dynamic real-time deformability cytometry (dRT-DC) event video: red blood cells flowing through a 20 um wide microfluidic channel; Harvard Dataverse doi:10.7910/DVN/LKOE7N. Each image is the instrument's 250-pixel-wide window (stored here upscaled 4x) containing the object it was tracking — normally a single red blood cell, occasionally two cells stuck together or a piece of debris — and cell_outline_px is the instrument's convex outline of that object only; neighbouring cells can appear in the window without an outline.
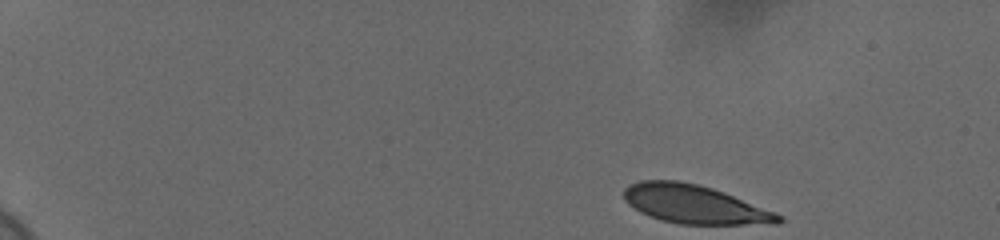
{"species": "human", "species_latin": "Homo sapiens", "temperature_condition": "cold", "stored_images_in_passage": 16, "camera_frame_rate_fps": 3000, "um_per_image_px": 0.085, "donor": {"sex": "female"}, "frame": {"image": 1, "passage_image": 1, "time_ms": 0.0, "image_size_px": [1000, 240], "cell_outline_px": [[784, 220], [780, 224], [680, 224], [660, 220], [640, 212], [628, 204], [624, 200], [624, 188], [628, 184], [640, 180], [680, 180], [712, 188], [724, 192], [776, 212], [784, 216]], "centroid_in_image_um": [59.04, 17.36], "position_along_channel_um": 26.0, "area_um2": 34.97}}
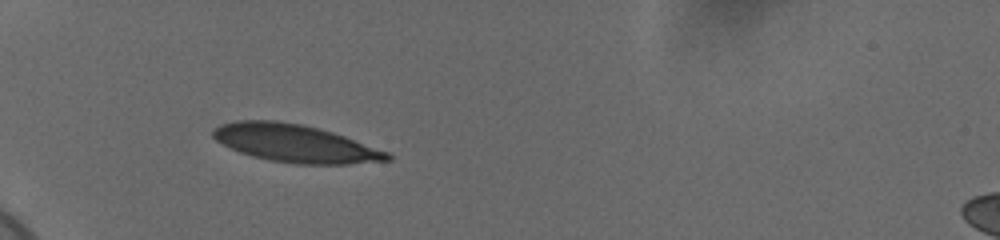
{"frame": {"image": 2, "passage_image": 10, "time_ms": 3.0, "image_size_px": [1000, 240], "cell_outline_px": [[392, 160], [348, 164], [292, 164], [268, 160], [252, 156], [240, 152], [216, 140], [212, 136], [212, 128], [220, 124], [236, 120], [276, 120], [304, 124], [320, 128], [344, 136], [388, 152], [392, 156]], "centroid_in_image_um": [25.06, 12.18], "position_along_channel_um": 59.9, "area_um2": 38.44}}
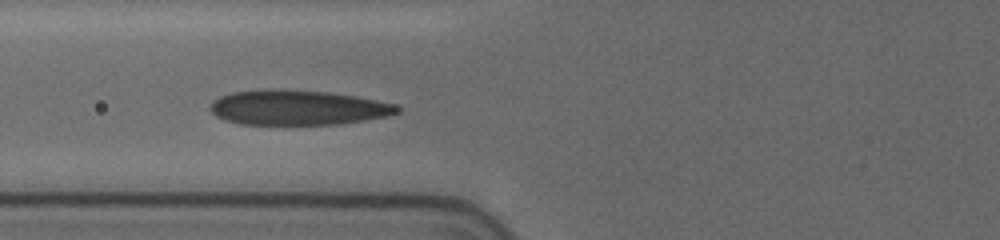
{"frame": {"image": 3, "passage_image": 14, "time_ms": 4.333, "image_size_px": [1000, 240], "cell_outline_px": [[400, 112], [388, 116], [340, 124], [240, 124], [224, 120], [216, 116], [208, 108], [212, 100], [220, 96], [232, 92], [272, 88], [328, 92], [356, 96], [396, 104], [400, 108]], "centroid_in_image_um": [25.28, 9.14], "position_along_channel_um": 100.5, "area_um2": 38.26}}